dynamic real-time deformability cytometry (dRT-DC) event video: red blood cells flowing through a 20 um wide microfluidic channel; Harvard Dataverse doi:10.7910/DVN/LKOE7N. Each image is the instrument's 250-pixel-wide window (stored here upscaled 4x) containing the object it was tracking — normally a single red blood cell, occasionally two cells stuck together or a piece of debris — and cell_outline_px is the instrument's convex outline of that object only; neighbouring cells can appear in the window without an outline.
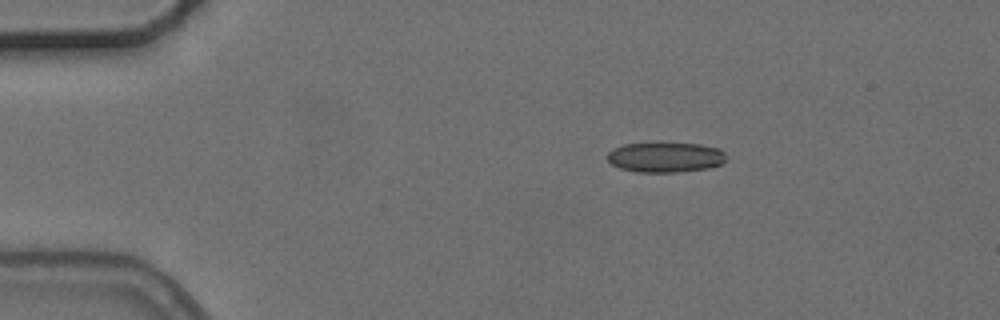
{"species": "common noctule bat (a hibernating species)", "species_latin": "Nyctalus noctula", "temperature_condition": "cold", "stored_images_in_passage": 2, "camera_frame_rate_fps": 3000, "um_per_image_px": 0.085, "animal": {"sex": "female", "body_mass_g": 24.6, "forearm_length_mm": 56.2}, "frame": {"image": 1, "passage_image": 2, "time_ms": 1.333, "image_size_px": [1000, 320], "cell_outline_px": [[728, 160], [720, 164], [708, 168], [676, 172], [636, 172], [620, 168], [612, 164], [608, 160], [608, 152], [624, 144], [700, 144], [720, 148], [728, 156]], "centroid_in_image_um": [56.62, 13.38], "position_along_channel_um": 28.4, "area_um2": 20.63}}